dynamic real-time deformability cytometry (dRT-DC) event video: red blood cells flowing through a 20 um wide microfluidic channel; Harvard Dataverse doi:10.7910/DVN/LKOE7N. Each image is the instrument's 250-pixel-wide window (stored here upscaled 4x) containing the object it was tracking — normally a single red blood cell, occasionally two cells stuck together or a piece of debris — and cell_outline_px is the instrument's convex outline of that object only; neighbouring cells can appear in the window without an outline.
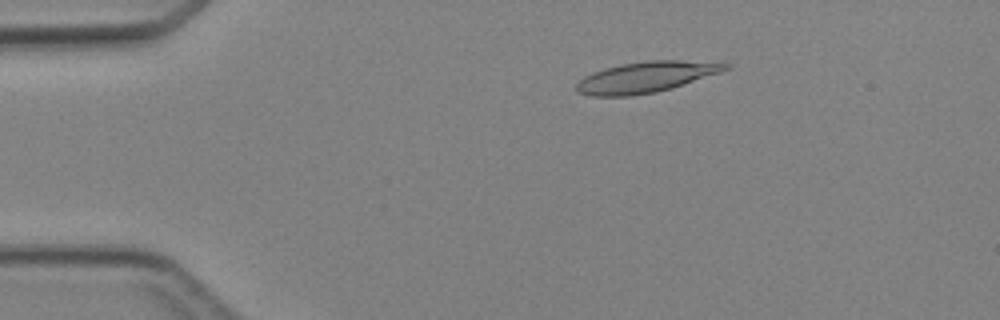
{"species": "Egyptian fruit bat (a non-hibernating species)", "species_latin": "Rousettus aegyptiacus", "temperature_condition": "cold", "stored_images_in_passage": 5, "camera_frame_rate_fps": 3000, "um_per_image_px": 0.085, "animal": {"sex": "female"}, "frame": {"image": 1, "passage_image": 3, "time_ms": 2.333, "image_size_px": [1000, 320], "cell_outline_px": [[732, 68], [672, 88], [656, 92], [628, 96], [592, 96], [576, 92], [572, 88], [584, 76], [592, 72], [604, 68], [620, 64], [644, 60], [680, 60], [732, 64]], "centroid_in_image_um": [54.85, 6.55], "position_along_channel_um": 30.1, "area_um2": 26.93}}
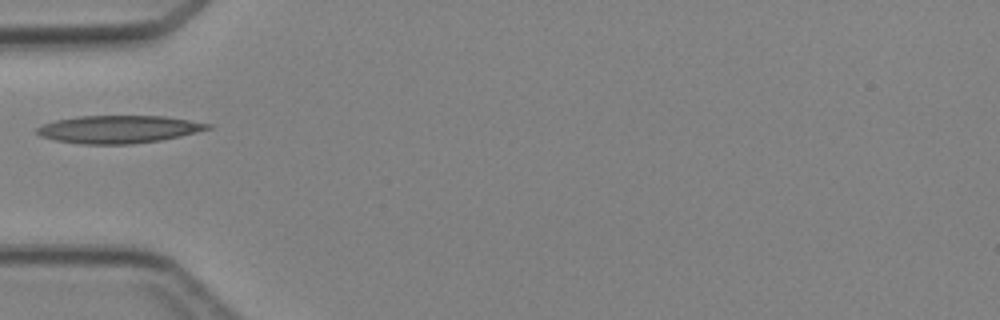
{"frame": {"image": 2, "passage_image": 5, "time_ms": 4.667, "image_size_px": [1000, 320], "cell_outline_px": [[212, 128], [180, 136], [160, 140], [132, 144], [80, 144], [56, 140], [40, 136], [36, 132], [36, 128], [44, 124], [56, 120], [80, 116], [164, 116], [212, 124]], "centroid_in_image_um": [10.08, 10.99], "position_along_channel_um": 74.9, "area_um2": 27.4}}